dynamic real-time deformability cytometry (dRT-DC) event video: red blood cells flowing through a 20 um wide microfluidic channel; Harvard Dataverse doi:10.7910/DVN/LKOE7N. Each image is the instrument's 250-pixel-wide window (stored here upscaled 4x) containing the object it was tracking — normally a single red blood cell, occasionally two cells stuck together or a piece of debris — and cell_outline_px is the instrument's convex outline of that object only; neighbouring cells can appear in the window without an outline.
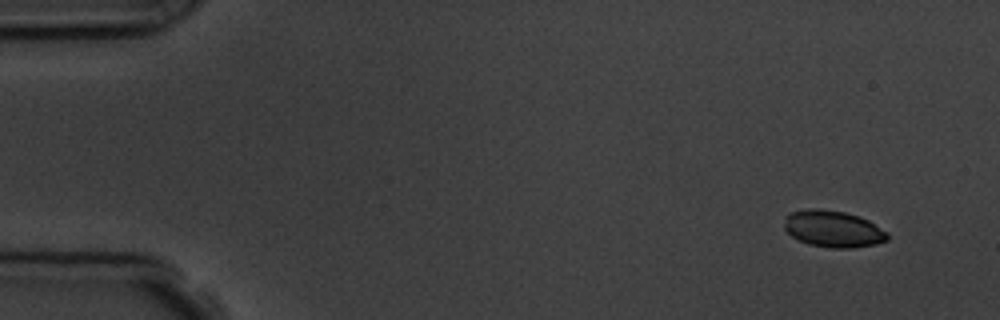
{"species": "common noctule bat (a hibernating species)", "species_latin": "Nyctalus noctula", "temperature_condition": "room temperature", "stored_images_in_passage": 5, "camera_frame_rate_fps": 3000, "um_per_image_px": 0.085, "animal": {"sex": "male", "body_mass_g": 19.5, "forearm_length_mm": 54.6}, "frame": {"image": 1, "passage_image": 1, "time_ms": 0.0, "image_size_px": [1000, 320], "cell_outline_px": [[888, 240], [876, 244], [852, 248], [832, 248], [808, 244], [792, 236], [784, 228], [784, 224], [788, 212], [808, 208], [816, 208], [844, 212], [860, 216], [868, 220], [888, 232]], "centroid_in_image_um": [70.82, 19.45], "position_along_channel_um": 14.2, "area_um2": 22.14}}
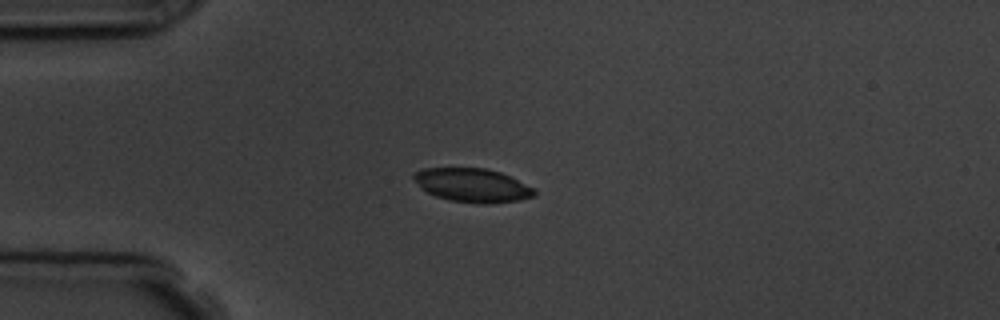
{"frame": {"image": 2, "passage_image": 4, "time_ms": 3.333, "image_size_px": [1000, 320], "cell_outline_px": [[536, 196], [520, 200], [492, 204], [476, 204], [448, 200], [436, 196], [420, 188], [412, 176], [412, 172], [424, 168], [488, 168], [500, 172], [536, 188]], "centroid_in_image_um": [40.17, 15.75], "position_along_channel_um": 44.8, "area_um2": 24.1}}
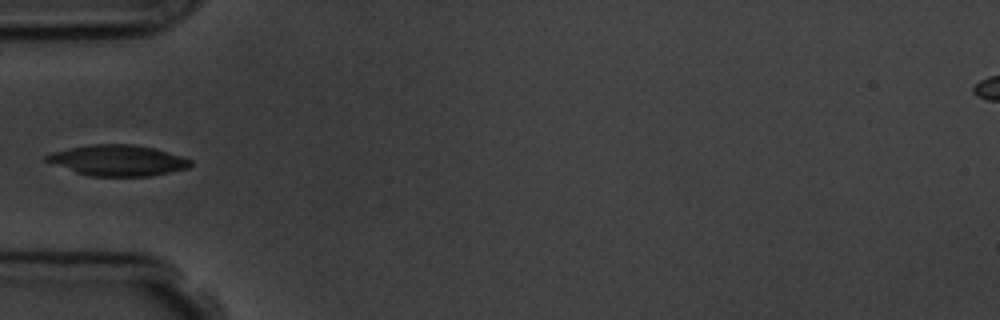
{"frame": {"image": 3, "passage_image": 5, "time_ms": 4.667, "image_size_px": [1000, 320], "cell_outline_px": [[192, 164], [188, 168], [152, 176], [92, 176], [76, 172], [44, 160], [44, 156], [52, 152], [68, 148], [88, 144], [132, 144], [152, 148], [180, 156], [192, 160]], "centroid_in_image_um": [10.0, 13.63], "position_along_channel_um": 75.0, "area_um2": 25.66}}